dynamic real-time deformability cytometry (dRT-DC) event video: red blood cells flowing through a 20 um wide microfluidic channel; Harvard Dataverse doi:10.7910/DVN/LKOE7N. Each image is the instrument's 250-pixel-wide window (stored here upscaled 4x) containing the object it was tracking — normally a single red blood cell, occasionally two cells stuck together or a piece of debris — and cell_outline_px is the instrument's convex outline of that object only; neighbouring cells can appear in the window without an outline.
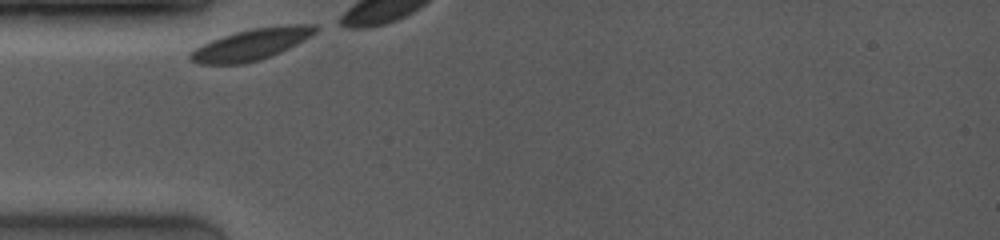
{"species": "common noctule bat (a hibernating species)", "species_latin": "Nyctalus noctula", "temperature_condition": "room temperature", "stored_images_in_passage": 3, "camera_frame_rate_fps": 4000, "um_per_image_px": 0.085, "animal": {"sex": "female", "body_mass_g": 19.0, "forearm_length_mm": 53.3}, "frame": {"image": 1, "passage_image": 1, "time_ms": 0.0, "image_size_px": [1000, 240], "cell_outline_px": [[320, 28], [316, 32], [304, 40], [272, 56], [244, 64], [196, 64], [188, 56], [188, 52], [212, 40], [236, 32], [252, 28], [288, 24], [316, 24]], "centroid_in_image_um": [21.39, 3.77], "position_along_channel_um": 63.6, "area_um2": 22.83}}